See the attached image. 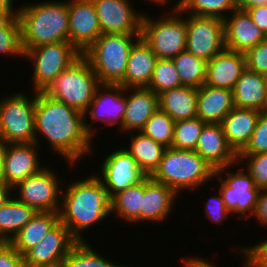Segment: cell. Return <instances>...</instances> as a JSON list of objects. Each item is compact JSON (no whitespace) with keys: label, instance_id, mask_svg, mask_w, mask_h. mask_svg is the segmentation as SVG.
I'll return each mask as SVG.
<instances>
[{"label":"cell","instance_id":"cell-1","mask_svg":"<svg viewBox=\"0 0 267 267\" xmlns=\"http://www.w3.org/2000/svg\"><path fill=\"white\" fill-rule=\"evenodd\" d=\"M83 112L66 105L43 91L37 92L35 106V143L50 144L51 151L63 157L72 168L79 160L92 156L94 140L84 128ZM48 141H47V140ZM86 156V157H85Z\"/></svg>","mask_w":267,"mask_h":267},{"label":"cell","instance_id":"cell-2","mask_svg":"<svg viewBox=\"0 0 267 267\" xmlns=\"http://www.w3.org/2000/svg\"><path fill=\"white\" fill-rule=\"evenodd\" d=\"M88 176L75 179L67 187L63 183L61 192L59 219L76 241H86L83 232L111 215L110 198L102 181L95 173Z\"/></svg>","mask_w":267,"mask_h":267},{"label":"cell","instance_id":"cell-3","mask_svg":"<svg viewBox=\"0 0 267 267\" xmlns=\"http://www.w3.org/2000/svg\"><path fill=\"white\" fill-rule=\"evenodd\" d=\"M17 16L21 28L22 48L26 50L45 44L69 42V6L67 0H44L19 3Z\"/></svg>","mask_w":267,"mask_h":267},{"label":"cell","instance_id":"cell-4","mask_svg":"<svg viewBox=\"0 0 267 267\" xmlns=\"http://www.w3.org/2000/svg\"><path fill=\"white\" fill-rule=\"evenodd\" d=\"M215 174L216 170L196 151L168 147L158 167L149 177L180 195L184 190L191 192L194 189H204L207 182L216 178Z\"/></svg>","mask_w":267,"mask_h":267},{"label":"cell","instance_id":"cell-5","mask_svg":"<svg viewBox=\"0 0 267 267\" xmlns=\"http://www.w3.org/2000/svg\"><path fill=\"white\" fill-rule=\"evenodd\" d=\"M141 34H102L82 56L100 84H119L125 76L129 54Z\"/></svg>","mask_w":267,"mask_h":267},{"label":"cell","instance_id":"cell-6","mask_svg":"<svg viewBox=\"0 0 267 267\" xmlns=\"http://www.w3.org/2000/svg\"><path fill=\"white\" fill-rule=\"evenodd\" d=\"M100 85L90 63L81 56L43 91L49 97L84 112Z\"/></svg>","mask_w":267,"mask_h":267},{"label":"cell","instance_id":"cell-7","mask_svg":"<svg viewBox=\"0 0 267 267\" xmlns=\"http://www.w3.org/2000/svg\"><path fill=\"white\" fill-rule=\"evenodd\" d=\"M170 12L161 14L164 17L144 12L142 19L141 38L159 59H173L186 50V15L180 10Z\"/></svg>","mask_w":267,"mask_h":267},{"label":"cell","instance_id":"cell-8","mask_svg":"<svg viewBox=\"0 0 267 267\" xmlns=\"http://www.w3.org/2000/svg\"><path fill=\"white\" fill-rule=\"evenodd\" d=\"M11 94L0 99V136L8 144L35 143L37 91L34 97L22 91Z\"/></svg>","mask_w":267,"mask_h":267},{"label":"cell","instance_id":"cell-9","mask_svg":"<svg viewBox=\"0 0 267 267\" xmlns=\"http://www.w3.org/2000/svg\"><path fill=\"white\" fill-rule=\"evenodd\" d=\"M82 54L70 42H58L30 48L24 58L33 65L32 91H44L55 78L68 69Z\"/></svg>","mask_w":267,"mask_h":267},{"label":"cell","instance_id":"cell-10","mask_svg":"<svg viewBox=\"0 0 267 267\" xmlns=\"http://www.w3.org/2000/svg\"><path fill=\"white\" fill-rule=\"evenodd\" d=\"M235 164L238 170L230 171L229 169L235 167ZM238 166L240 163L237 161L232 165L216 169L215 177L221 182L218 190L226 209L231 214L238 215L239 220L245 218L248 221L249 216L254 215L261 189L256 187L249 172L245 168L241 170Z\"/></svg>","mask_w":267,"mask_h":267},{"label":"cell","instance_id":"cell-11","mask_svg":"<svg viewBox=\"0 0 267 267\" xmlns=\"http://www.w3.org/2000/svg\"><path fill=\"white\" fill-rule=\"evenodd\" d=\"M126 110V88L120 84H100L95 91L93 100L88 108L83 112L84 128L94 140L96 136L94 123L101 125L104 123L106 128L116 125L119 133L123 134V117ZM89 115V116H88ZM90 118L91 122H88Z\"/></svg>","mask_w":267,"mask_h":267},{"label":"cell","instance_id":"cell-12","mask_svg":"<svg viewBox=\"0 0 267 267\" xmlns=\"http://www.w3.org/2000/svg\"><path fill=\"white\" fill-rule=\"evenodd\" d=\"M54 171L51 166H46L40 172L20 181L13 187V195L38 212H59L62 185L65 181L60 180L57 171Z\"/></svg>","mask_w":267,"mask_h":267},{"label":"cell","instance_id":"cell-13","mask_svg":"<svg viewBox=\"0 0 267 267\" xmlns=\"http://www.w3.org/2000/svg\"><path fill=\"white\" fill-rule=\"evenodd\" d=\"M187 15L186 51L208 62L225 49L224 20Z\"/></svg>","mask_w":267,"mask_h":267},{"label":"cell","instance_id":"cell-14","mask_svg":"<svg viewBox=\"0 0 267 267\" xmlns=\"http://www.w3.org/2000/svg\"><path fill=\"white\" fill-rule=\"evenodd\" d=\"M104 157L101 166H99L101 171L99 174L96 172L95 174L102 181L110 199L146 176L124 147L113 150Z\"/></svg>","mask_w":267,"mask_h":267},{"label":"cell","instance_id":"cell-15","mask_svg":"<svg viewBox=\"0 0 267 267\" xmlns=\"http://www.w3.org/2000/svg\"><path fill=\"white\" fill-rule=\"evenodd\" d=\"M131 1L92 0L102 34H141L144 13L137 11Z\"/></svg>","mask_w":267,"mask_h":267},{"label":"cell","instance_id":"cell-16","mask_svg":"<svg viewBox=\"0 0 267 267\" xmlns=\"http://www.w3.org/2000/svg\"><path fill=\"white\" fill-rule=\"evenodd\" d=\"M69 42L82 54L101 35L97 12L92 0H68Z\"/></svg>","mask_w":267,"mask_h":267},{"label":"cell","instance_id":"cell-17","mask_svg":"<svg viewBox=\"0 0 267 267\" xmlns=\"http://www.w3.org/2000/svg\"><path fill=\"white\" fill-rule=\"evenodd\" d=\"M76 240L68 228L59 221L42 240L24 255V263L36 266H60Z\"/></svg>","mask_w":267,"mask_h":267},{"label":"cell","instance_id":"cell-18","mask_svg":"<svg viewBox=\"0 0 267 267\" xmlns=\"http://www.w3.org/2000/svg\"><path fill=\"white\" fill-rule=\"evenodd\" d=\"M40 147L36 143L8 144L4 169V182L7 185L13 188L46 167L39 158Z\"/></svg>","mask_w":267,"mask_h":267},{"label":"cell","instance_id":"cell-19","mask_svg":"<svg viewBox=\"0 0 267 267\" xmlns=\"http://www.w3.org/2000/svg\"><path fill=\"white\" fill-rule=\"evenodd\" d=\"M229 15L224 19L226 49L245 54L266 39L246 11L235 9Z\"/></svg>","mask_w":267,"mask_h":267},{"label":"cell","instance_id":"cell-20","mask_svg":"<svg viewBox=\"0 0 267 267\" xmlns=\"http://www.w3.org/2000/svg\"><path fill=\"white\" fill-rule=\"evenodd\" d=\"M179 195L170 187L156 182L149 176L143 178V197L140 207V222L160 223L168 220L175 199Z\"/></svg>","mask_w":267,"mask_h":267},{"label":"cell","instance_id":"cell-21","mask_svg":"<svg viewBox=\"0 0 267 267\" xmlns=\"http://www.w3.org/2000/svg\"><path fill=\"white\" fill-rule=\"evenodd\" d=\"M245 69V54L225 48L207 62L205 85L233 90Z\"/></svg>","mask_w":267,"mask_h":267},{"label":"cell","instance_id":"cell-22","mask_svg":"<svg viewBox=\"0 0 267 267\" xmlns=\"http://www.w3.org/2000/svg\"><path fill=\"white\" fill-rule=\"evenodd\" d=\"M195 151L215 170L232 165L238 161V155L227 143L220 124L207 123L196 144Z\"/></svg>","mask_w":267,"mask_h":267},{"label":"cell","instance_id":"cell-23","mask_svg":"<svg viewBox=\"0 0 267 267\" xmlns=\"http://www.w3.org/2000/svg\"><path fill=\"white\" fill-rule=\"evenodd\" d=\"M126 110L123 134L140 132L146 121L158 110V95L147 87L126 88Z\"/></svg>","mask_w":267,"mask_h":267},{"label":"cell","instance_id":"cell-24","mask_svg":"<svg viewBox=\"0 0 267 267\" xmlns=\"http://www.w3.org/2000/svg\"><path fill=\"white\" fill-rule=\"evenodd\" d=\"M157 60L148 44L140 37L132 46L124 79V88L148 87Z\"/></svg>","mask_w":267,"mask_h":267},{"label":"cell","instance_id":"cell-25","mask_svg":"<svg viewBox=\"0 0 267 267\" xmlns=\"http://www.w3.org/2000/svg\"><path fill=\"white\" fill-rule=\"evenodd\" d=\"M233 108V90L205 84L197 88V117L203 122L220 124Z\"/></svg>","mask_w":267,"mask_h":267},{"label":"cell","instance_id":"cell-26","mask_svg":"<svg viewBox=\"0 0 267 267\" xmlns=\"http://www.w3.org/2000/svg\"><path fill=\"white\" fill-rule=\"evenodd\" d=\"M260 111L234 107L220 123L227 143L238 155L255 130Z\"/></svg>","mask_w":267,"mask_h":267},{"label":"cell","instance_id":"cell-27","mask_svg":"<svg viewBox=\"0 0 267 267\" xmlns=\"http://www.w3.org/2000/svg\"><path fill=\"white\" fill-rule=\"evenodd\" d=\"M234 107L267 110L266 77L245 69L233 89Z\"/></svg>","mask_w":267,"mask_h":267},{"label":"cell","instance_id":"cell-28","mask_svg":"<svg viewBox=\"0 0 267 267\" xmlns=\"http://www.w3.org/2000/svg\"><path fill=\"white\" fill-rule=\"evenodd\" d=\"M159 109L174 121L197 117V88L180 86L158 95Z\"/></svg>","mask_w":267,"mask_h":267},{"label":"cell","instance_id":"cell-29","mask_svg":"<svg viewBox=\"0 0 267 267\" xmlns=\"http://www.w3.org/2000/svg\"><path fill=\"white\" fill-rule=\"evenodd\" d=\"M59 212H38L9 242L21 255L36 246L58 222Z\"/></svg>","mask_w":267,"mask_h":267},{"label":"cell","instance_id":"cell-30","mask_svg":"<svg viewBox=\"0 0 267 267\" xmlns=\"http://www.w3.org/2000/svg\"><path fill=\"white\" fill-rule=\"evenodd\" d=\"M127 135H131L130 144L124 149L135 159L139 169L150 176L158 167L166 147L141 132H130Z\"/></svg>","mask_w":267,"mask_h":267},{"label":"cell","instance_id":"cell-31","mask_svg":"<svg viewBox=\"0 0 267 267\" xmlns=\"http://www.w3.org/2000/svg\"><path fill=\"white\" fill-rule=\"evenodd\" d=\"M36 213L13 195L0 209V242H10Z\"/></svg>","mask_w":267,"mask_h":267},{"label":"cell","instance_id":"cell-32","mask_svg":"<svg viewBox=\"0 0 267 267\" xmlns=\"http://www.w3.org/2000/svg\"><path fill=\"white\" fill-rule=\"evenodd\" d=\"M143 197V179L138 183L115 194L110 199L111 216L117 214L126 223H140V207Z\"/></svg>","mask_w":267,"mask_h":267},{"label":"cell","instance_id":"cell-33","mask_svg":"<svg viewBox=\"0 0 267 267\" xmlns=\"http://www.w3.org/2000/svg\"><path fill=\"white\" fill-rule=\"evenodd\" d=\"M173 5L175 6H171L170 11L180 10L183 14L216 17L223 20L233 10L238 9L236 0H178Z\"/></svg>","mask_w":267,"mask_h":267},{"label":"cell","instance_id":"cell-34","mask_svg":"<svg viewBox=\"0 0 267 267\" xmlns=\"http://www.w3.org/2000/svg\"><path fill=\"white\" fill-rule=\"evenodd\" d=\"M88 241H76L70 248L60 267H132L120 265L106 259L105 254L98 253L96 249L87 244Z\"/></svg>","mask_w":267,"mask_h":267},{"label":"cell","instance_id":"cell-35","mask_svg":"<svg viewBox=\"0 0 267 267\" xmlns=\"http://www.w3.org/2000/svg\"><path fill=\"white\" fill-rule=\"evenodd\" d=\"M181 85L199 88L206 82L207 61L186 50L173 59Z\"/></svg>","mask_w":267,"mask_h":267},{"label":"cell","instance_id":"cell-36","mask_svg":"<svg viewBox=\"0 0 267 267\" xmlns=\"http://www.w3.org/2000/svg\"><path fill=\"white\" fill-rule=\"evenodd\" d=\"M0 55L15 56L14 59L19 57L24 60L21 28L17 15L0 18Z\"/></svg>","mask_w":267,"mask_h":267},{"label":"cell","instance_id":"cell-37","mask_svg":"<svg viewBox=\"0 0 267 267\" xmlns=\"http://www.w3.org/2000/svg\"><path fill=\"white\" fill-rule=\"evenodd\" d=\"M175 121L164 111L156 110L140 132L164 147H172Z\"/></svg>","mask_w":267,"mask_h":267},{"label":"cell","instance_id":"cell-38","mask_svg":"<svg viewBox=\"0 0 267 267\" xmlns=\"http://www.w3.org/2000/svg\"><path fill=\"white\" fill-rule=\"evenodd\" d=\"M180 86H182L181 80L173 60L157 58L153 76L147 88L160 95L164 91Z\"/></svg>","mask_w":267,"mask_h":267},{"label":"cell","instance_id":"cell-39","mask_svg":"<svg viewBox=\"0 0 267 267\" xmlns=\"http://www.w3.org/2000/svg\"><path fill=\"white\" fill-rule=\"evenodd\" d=\"M206 124L198 117L175 121L172 148L195 151L200 133Z\"/></svg>","mask_w":267,"mask_h":267},{"label":"cell","instance_id":"cell-40","mask_svg":"<svg viewBox=\"0 0 267 267\" xmlns=\"http://www.w3.org/2000/svg\"><path fill=\"white\" fill-rule=\"evenodd\" d=\"M238 162L249 172L256 187L267 189V153L238 155Z\"/></svg>","mask_w":267,"mask_h":267},{"label":"cell","instance_id":"cell-41","mask_svg":"<svg viewBox=\"0 0 267 267\" xmlns=\"http://www.w3.org/2000/svg\"><path fill=\"white\" fill-rule=\"evenodd\" d=\"M267 153V110L260 112L255 130L245 148L238 155Z\"/></svg>","mask_w":267,"mask_h":267},{"label":"cell","instance_id":"cell-42","mask_svg":"<svg viewBox=\"0 0 267 267\" xmlns=\"http://www.w3.org/2000/svg\"><path fill=\"white\" fill-rule=\"evenodd\" d=\"M236 250L245 261L241 267H267V238L258 241L254 246H239Z\"/></svg>","mask_w":267,"mask_h":267},{"label":"cell","instance_id":"cell-43","mask_svg":"<svg viewBox=\"0 0 267 267\" xmlns=\"http://www.w3.org/2000/svg\"><path fill=\"white\" fill-rule=\"evenodd\" d=\"M246 68L255 71L260 75H267V40L245 53Z\"/></svg>","mask_w":267,"mask_h":267},{"label":"cell","instance_id":"cell-44","mask_svg":"<svg viewBox=\"0 0 267 267\" xmlns=\"http://www.w3.org/2000/svg\"><path fill=\"white\" fill-rule=\"evenodd\" d=\"M218 191V194L215 192L212 197L208 198V201L205 202V217L208 218L212 224L217 223L221 224L223 221L230 218L231 213L226 209L224 200L221 196V193ZM230 214V215H229Z\"/></svg>","mask_w":267,"mask_h":267},{"label":"cell","instance_id":"cell-45","mask_svg":"<svg viewBox=\"0 0 267 267\" xmlns=\"http://www.w3.org/2000/svg\"><path fill=\"white\" fill-rule=\"evenodd\" d=\"M0 267H26L23 255L9 242H0Z\"/></svg>","mask_w":267,"mask_h":267},{"label":"cell","instance_id":"cell-46","mask_svg":"<svg viewBox=\"0 0 267 267\" xmlns=\"http://www.w3.org/2000/svg\"><path fill=\"white\" fill-rule=\"evenodd\" d=\"M256 223H260L261 227H267V189H261L258 197L257 207L254 215Z\"/></svg>","mask_w":267,"mask_h":267},{"label":"cell","instance_id":"cell-47","mask_svg":"<svg viewBox=\"0 0 267 267\" xmlns=\"http://www.w3.org/2000/svg\"><path fill=\"white\" fill-rule=\"evenodd\" d=\"M246 12L251 17L252 21L267 35V6H259L247 9Z\"/></svg>","mask_w":267,"mask_h":267},{"label":"cell","instance_id":"cell-48","mask_svg":"<svg viewBox=\"0 0 267 267\" xmlns=\"http://www.w3.org/2000/svg\"><path fill=\"white\" fill-rule=\"evenodd\" d=\"M182 264L184 265L183 267H217V265L213 264V262L209 261L208 259H205V257H184L180 259Z\"/></svg>","mask_w":267,"mask_h":267},{"label":"cell","instance_id":"cell-49","mask_svg":"<svg viewBox=\"0 0 267 267\" xmlns=\"http://www.w3.org/2000/svg\"><path fill=\"white\" fill-rule=\"evenodd\" d=\"M14 0H0V18L17 15V9L13 3Z\"/></svg>","mask_w":267,"mask_h":267},{"label":"cell","instance_id":"cell-50","mask_svg":"<svg viewBox=\"0 0 267 267\" xmlns=\"http://www.w3.org/2000/svg\"><path fill=\"white\" fill-rule=\"evenodd\" d=\"M13 188L7 185L5 182L0 181V209L7 203V201L13 196Z\"/></svg>","mask_w":267,"mask_h":267},{"label":"cell","instance_id":"cell-51","mask_svg":"<svg viewBox=\"0 0 267 267\" xmlns=\"http://www.w3.org/2000/svg\"><path fill=\"white\" fill-rule=\"evenodd\" d=\"M238 9L246 11L250 8L267 6V0H236Z\"/></svg>","mask_w":267,"mask_h":267},{"label":"cell","instance_id":"cell-52","mask_svg":"<svg viewBox=\"0 0 267 267\" xmlns=\"http://www.w3.org/2000/svg\"><path fill=\"white\" fill-rule=\"evenodd\" d=\"M8 143L0 136V181L4 182L5 156Z\"/></svg>","mask_w":267,"mask_h":267},{"label":"cell","instance_id":"cell-53","mask_svg":"<svg viewBox=\"0 0 267 267\" xmlns=\"http://www.w3.org/2000/svg\"><path fill=\"white\" fill-rule=\"evenodd\" d=\"M144 1H146V2H148L149 1V3H152L153 2V4H156V5H166V3H167V5H168V2H169V0H144Z\"/></svg>","mask_w":267,"mask_h":267},{"label":"cell","instance_id":"cell-54","mask_svg":"<svg viewBox=\"0 0 267 267\" xmlns=\"http://www.w3.org/2000/svg\"><path fill=\"white\" fill-rule=\"evenodd\" d=\"M26 267H49V266H36V265H27L26 264ZM55 267H60V266H55Z\"/></svg>","mask_w":267,"mask_h":267}]
</instances>
